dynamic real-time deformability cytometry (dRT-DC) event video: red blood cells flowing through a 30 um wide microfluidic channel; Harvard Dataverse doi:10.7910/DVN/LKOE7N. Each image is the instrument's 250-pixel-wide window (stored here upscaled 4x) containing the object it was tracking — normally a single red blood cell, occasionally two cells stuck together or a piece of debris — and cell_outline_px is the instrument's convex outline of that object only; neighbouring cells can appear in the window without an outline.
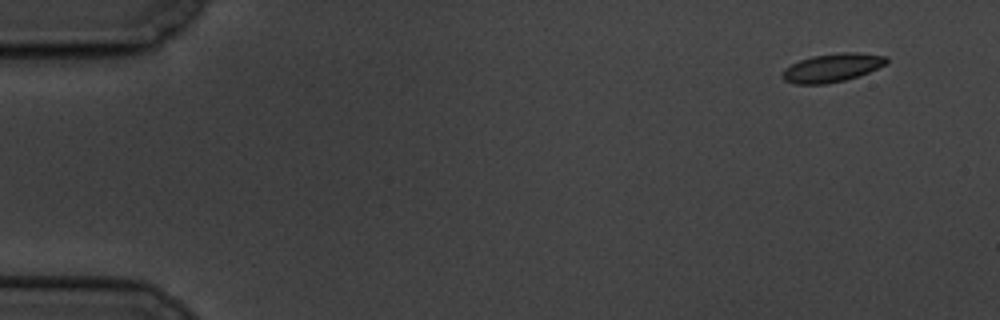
{"species": "common noctule bat (a hibernating species)", "species_latin": "Nyctalus noctula", "temperature_condition": "cold", "stored_images_in_passage": 6, "segment_of_instrument_passage": [1, 2], "camera_frame_rate_fps": 3000, "um_per_image_px": 0.085, "animal": {"sex": "male", "body_mass_g": 19.5, "forearm_length_mm": 54.6}, "frame": {"image": 1, "passage_image": 1, "time_ms": 0.0, "image_size_px": [1000, 320], "cell_outline_px": [[888, 64], [868, 72], [844, 80], [824, 84], [796, 84], [784, 80], [780, 76], [780, 72], [784, 68], [800, 60], [812, 56], [840, 52], [856, 52], [888, 56]], "centroid_in_image_um": [70.72, 5.75], "position_along_channel_um": 14.3, "area_um2": 17.34}}
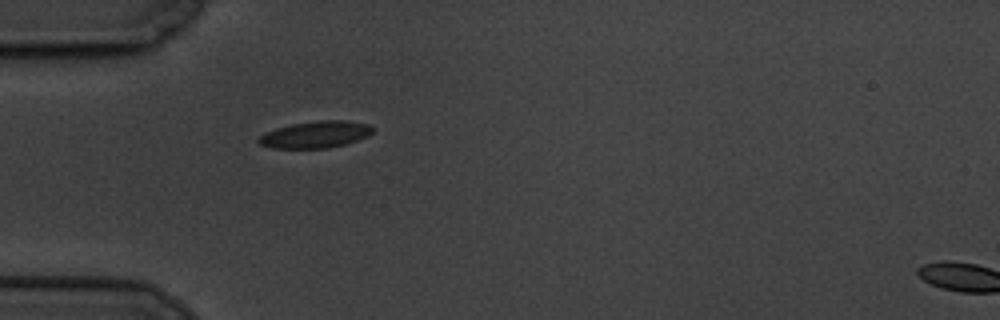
{"frame": {"image": 2, "passage_image": 5, "time_ms": 4.667, "image_size_px": [1000, 320], "cell_outline_px": [[372, 132], [368, 136], [344, 144], [328, 148], [272, 148], [260, 144], [256, 140], [260, 136], [276, 128], [292, 124], [320, 120], [344, 120], [368, 124], [372, 128]], "centroid_in_image_um": [26.81, 11.43], "position_along_channel_um": 58.2, "area_um2": 17.57}}